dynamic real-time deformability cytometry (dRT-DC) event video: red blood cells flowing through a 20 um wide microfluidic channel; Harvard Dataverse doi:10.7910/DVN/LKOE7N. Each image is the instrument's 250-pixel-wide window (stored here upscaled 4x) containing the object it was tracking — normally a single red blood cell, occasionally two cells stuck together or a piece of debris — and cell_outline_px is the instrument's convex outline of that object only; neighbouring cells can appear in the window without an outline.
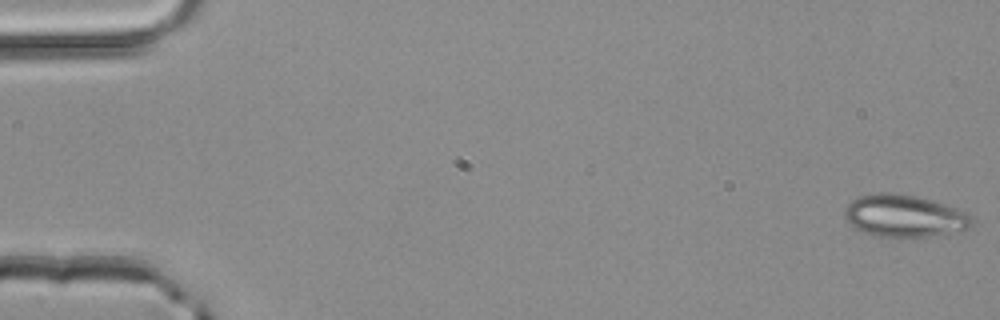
{"species": "common noctule bat (a hibernating species)", "species_latin": "Nyctalus noctula", "temperature_condition": "room temperature", "stored_images_in_passage": 51, "camera_frame_rate_fps": 3000, "um_per_image_px": 0.085, "animal": {"sex": "male", "body_mass_g": 20.4}, "frame": {"image": 1, "passage_image": 1, "time_ms": 0.0, "image_size_px": [1000, 320], "cell_outline_px": [[972, 228], [928, 236], [900, 240], [872, 236], [852, 228], [848, 224], [844, 216], [844, 208], [852, 200], [860, 196], [880, 192], [892, 192], [916, 196], [956, 208], [968, 212], [972, 216]], "centroid_in_image_um": [76.81, 18.39], "position_along_channel_um": 8.2, "area_um2": 32.14}}
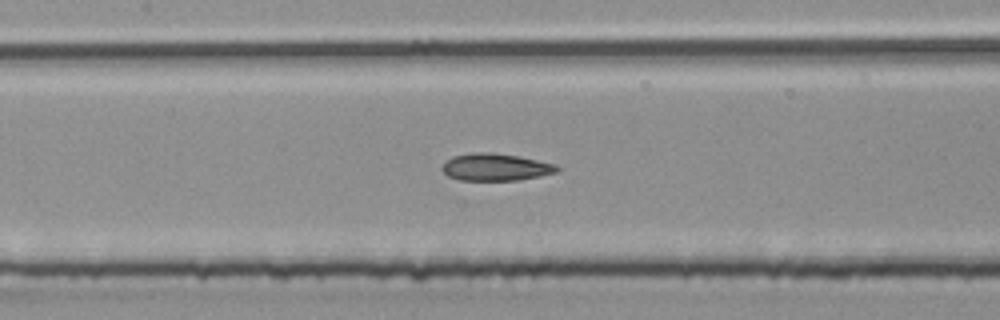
{"frame": {"image": 2, "passage_image": 24, "time_ms": 7.667, "image_size_px": [1000, 320], "cell_outline_px": [[560, 168], [556, 172], [540, 176], [520, 180], [460, 180], [448, 176], [440, 168], [452, 156], [472, 152], [492, 152], [516, 156], [556, 164]], "centroid_in_image_um": [42.11, 14.2], "position_along_channel_um": 165.3, "area_um2": 18.15}}
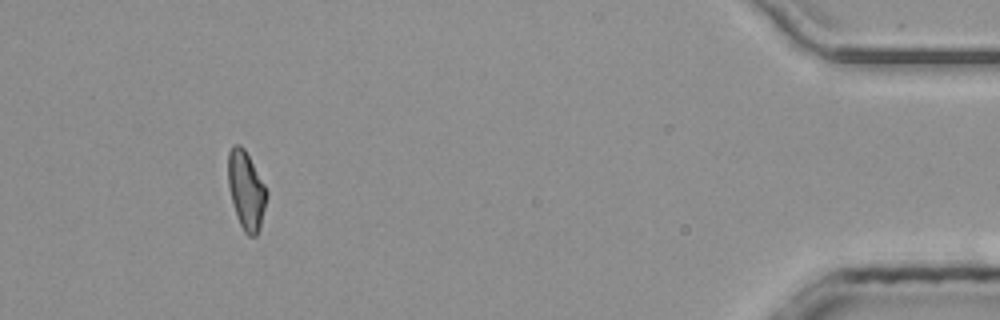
{"frame": {"image": 3, "passage_image": 47, "time_ms": 15.333, "image_size_px": [1000, 320], "cell_outline_px": [[268, 196], [260, 228], [256, 236], [248, 236], [244, 232], [236, 216], [228, 184], [228, 152], [232, 144], [240, 144], [244, 148], [264, 184], [268, 192]], "centroid_in_image_um": [20.93, 16.18], "position_along_channel_um": 414.3, "area_um2": 17.63}, "authors_computed_cell_mechanics": {"area_um2": 18.1492, "velocity_mm_per_s": 4.1527, "shape_relaxation_time_tau1_ms": null, "shape_relaxation_time_tau2_ms": 2.9427, "deformation_change_tau1": null, "deformation_change_tau2": 0.1072}}